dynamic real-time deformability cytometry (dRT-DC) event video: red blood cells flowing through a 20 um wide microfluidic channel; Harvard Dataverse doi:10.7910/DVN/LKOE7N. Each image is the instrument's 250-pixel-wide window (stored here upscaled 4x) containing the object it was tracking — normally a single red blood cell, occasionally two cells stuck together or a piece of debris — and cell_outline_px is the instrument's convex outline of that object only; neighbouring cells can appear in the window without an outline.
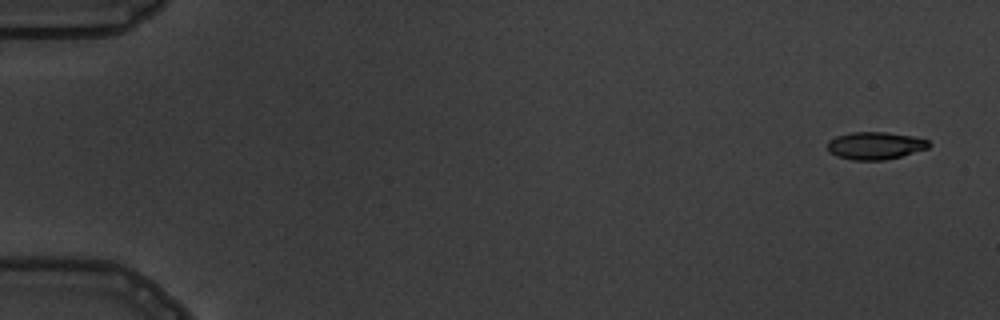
{"species": "common noctule bat (a hibernating species)", "species_latin": "Nyctalus noctula", "temperature_condition": "warm", "stored_images_in_passage": 6, "camera_frame_rate_fps": 3000, "um_per_image_px": 0.085, "animal": {"sex": "male", "body_mass_g": 19.5, "forearm_length_mm": 54.6}, "frame": {"image": 1, "passage_image": 1, "time_ms": 0.0, "image_size_px": [1000, 320], "cell_outline_px": [[932, 144], [928, 148], [900, 156], [884, 160], [852, 160], [836, 156], [828, 152], [828, 140], [836, 136], [852, 132], [888, 132], [912, 136], [928, 140]], "centroid_in_image_um": [74.37, 12.37], "position_along_channel_um": 10.6, "area_um2": 16.3}}
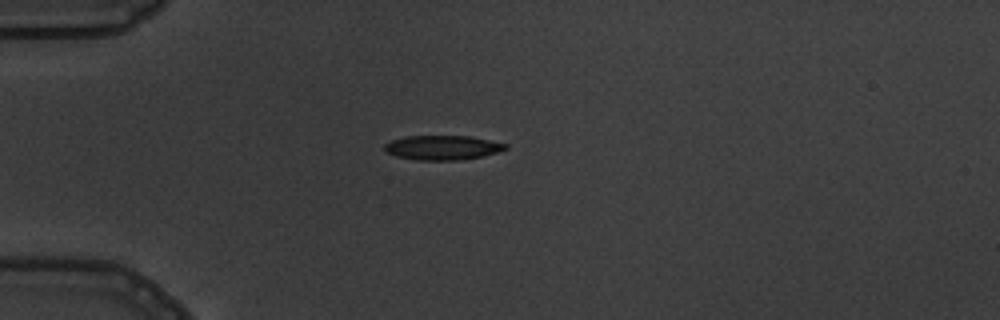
{"frame": {"image": 2, "passage_image": 5, "time_ms": 4.333, "image_size_px": [1000, 320], "cell_outline_px": [[508, 148], [496, 152], [480, 156], [460, 160], [416, 160], [396, 156], [384, 152], [384, 144], [392, 140], [404, 136], [468, 136], [508, 144]], "centroid_in_image_um": [37.55, 12.54], "position_along_channel_um": 47.4, "area_um2": 17.17}}